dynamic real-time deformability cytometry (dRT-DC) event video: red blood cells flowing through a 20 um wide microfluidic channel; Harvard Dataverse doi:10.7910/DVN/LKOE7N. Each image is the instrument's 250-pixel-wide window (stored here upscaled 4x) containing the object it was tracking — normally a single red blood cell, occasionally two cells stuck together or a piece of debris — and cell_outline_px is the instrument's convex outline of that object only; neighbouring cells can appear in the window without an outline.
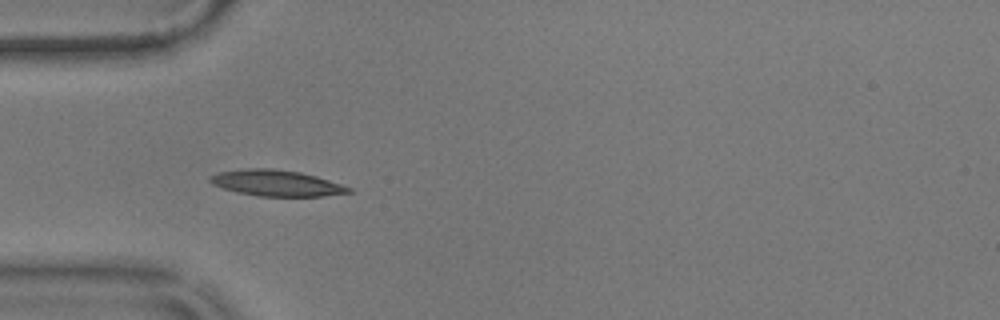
{"species": "common noctule bat (a hibernating species)", "species_latin": "Nyctalus noctula", "temperature_condition": "warm", "stored_images_in_passage": 34, "camera_frame_rate_fps": 3000, "um_per_image_px": 0.085, "animal": {"sex": "male", "body_mass_g": 17.9}, "frame": {"image": 1, "passage_image": 1, "time_ms": 0.0, "image_size_px": [1000, 320], "cell_outline_px": [[352, 192], [324, 196], [256, 196], [236, 192], [212, 184], [208, 180], [208, 176], [220, 172], [248, 168], [272, 168], [300, 172], [316, 176], [352, 188]], "centroid_in_image_um": [23.47, 15.56], "position_along_channel_um": 61.5, "area_um2": 20.98}}
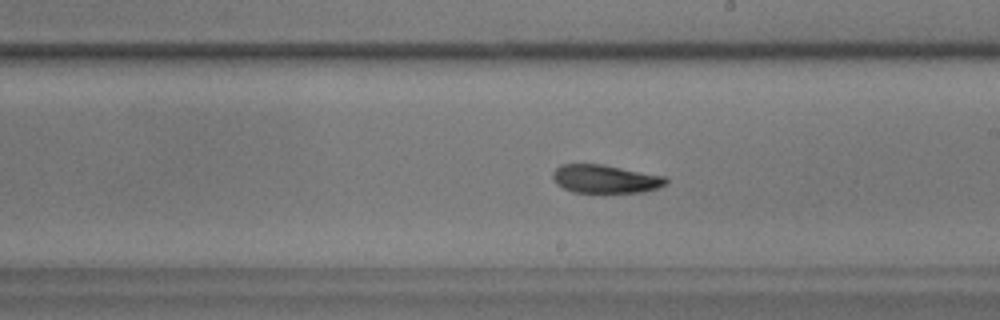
{"frame": {"image": 2, "passage_image": 16, "time_ms": 5.0, "image_size_px": [1000, 320], "cell_outline_px": [[668, 184], [644, 192], [572, 192], [556, 184], [552, 176], [552, 172], [560, 164], [604, 164], [668, 176]], "centroid_in_image_um": [51.48, 15.2], "position_along_channel_um": 237.5, "area_um2": 18.96}}
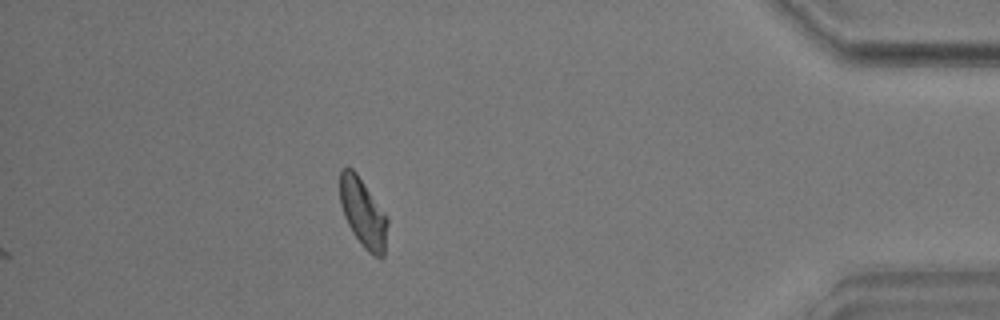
{"frame": {"image": 3, "passage_image": 34, "time_ms": 11.0, "image_size_px": [1000, 320], "cell_outline_px": [[388, 224], [384, 256], [380, 260], [368, 252], [360, 244], [352, 232], [344, 216], [340, 204], [340, 168], [348, 164], [356, 172], [388, 216]], "centroid_in_image_um": [30.86, 18.09], "position_along_channel_um": 404.3, "area_um2": 19.54}, "authors_computed_cell_mechanics": {"area_um2": 18.9584, "velocity_mm_per_s": 3.5481, "shape_relaxation_time_tau1_ms": 3.9919, "shape_relaxation_time_tau2_ms": 4.361, "deformation_change_tau1": 0.133, "deformation_change_tau2": 0.0877}}